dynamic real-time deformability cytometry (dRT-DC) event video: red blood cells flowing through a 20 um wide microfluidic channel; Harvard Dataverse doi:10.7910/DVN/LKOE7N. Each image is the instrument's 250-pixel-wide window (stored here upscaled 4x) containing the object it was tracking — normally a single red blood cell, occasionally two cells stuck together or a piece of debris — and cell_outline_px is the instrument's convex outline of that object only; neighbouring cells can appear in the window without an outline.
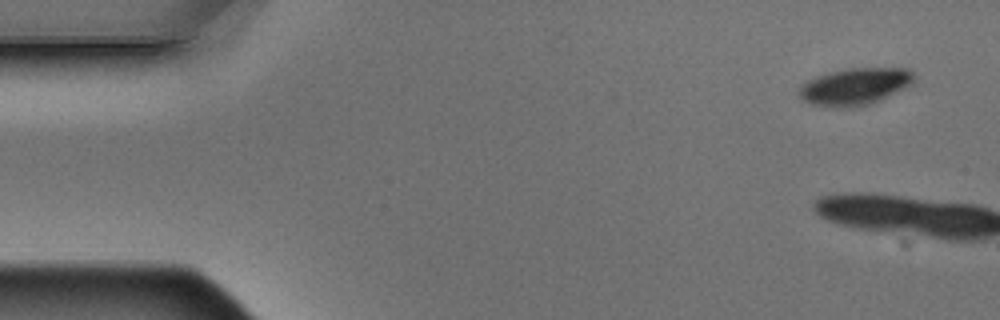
{"species": "Egyptian fruit bat (a non-hibernating species)", "species_latin": "Rousettus aegyptiacus", "temperature_condition": "warm", "stored_images_in_passage": 5, "camera_frame_rate_fps": 3000, "um_per_image_px": 0.085, "animal": {"sex": "male"}, "frame": {"image": 1, "passage_image": 1, "time_ms": 0.0, "image_size_px": [1000, 320], "cell_outline_px": [[916, 76], [912, 84], [880, 100], [868, 104], [812, 104], [804, 100], [800, 96], [800, 88], [808, 80], [816, 76], [848, 68], [908, 68]], "centroid_in_image_um": [72.76, 7.28], "position_along_channel_um": 12.2, "area_um2": 23.58}}
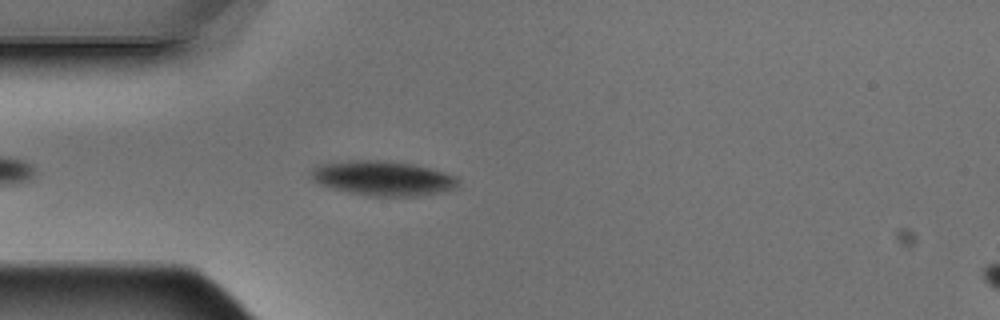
{"frame": {"image": 2, "passage_image": 5, "time_ms": 1.333, "image_size_px": [1000, 320], "cell_outline_px": [[460, 188], [444, 192], [416, 196], [368, 196], [348, 192], [332, 188], [320, 184], [312, 180], [312, 168], [316, 164], [352, 160], [384, 160], [416, 164], [456, 176], [460, 180]], "centroid_in_image_um": [32.6, 15.15], "position_along_channel_um": 52.4, "area_um2": 30.17}}